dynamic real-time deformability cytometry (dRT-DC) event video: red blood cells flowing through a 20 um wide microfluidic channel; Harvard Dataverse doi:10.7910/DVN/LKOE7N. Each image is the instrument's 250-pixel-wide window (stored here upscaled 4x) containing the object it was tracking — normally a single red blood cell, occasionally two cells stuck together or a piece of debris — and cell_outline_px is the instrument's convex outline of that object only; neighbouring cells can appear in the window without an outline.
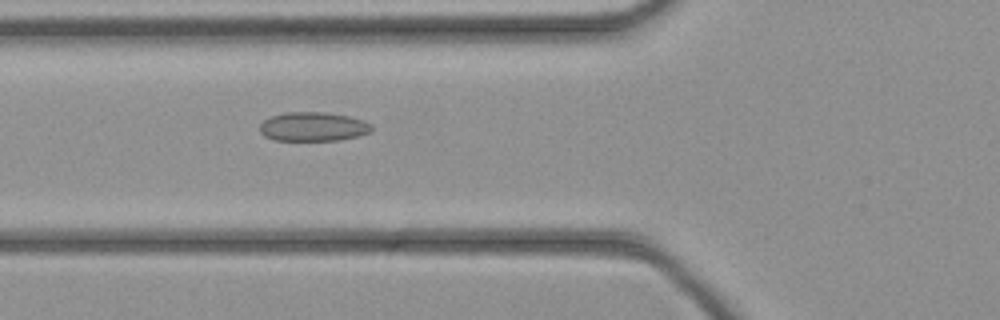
{"species": "common noctule bat (a hibernating species)", "species_latin": "Nyctalus noctula", "temperature_condition": "cold", "stored_images_in_passage": 13, "camera_frame_rate_fps": 3000, "um_per_image_px": 0.085, "animal": {"sex": "female", "body_mass_g": 21.9}, "frame": {"image": 1, "passage_image": 3, "time_ms": 0.667, "image_size_px": [1000, 320], "cell_outline_px": [[372, 132], [360, 136], [340, 140], [276, 140], [264, 136], [260, 132], [260, 124], [264, 120], [272, 116], [288, 112], [324, 112], [348, 116], [364, 120], [372, 124]], "centroid_in_image_um": [26.66, 10.77], "position_along_channel_um": 99.1, "area_um2": 19.02}}
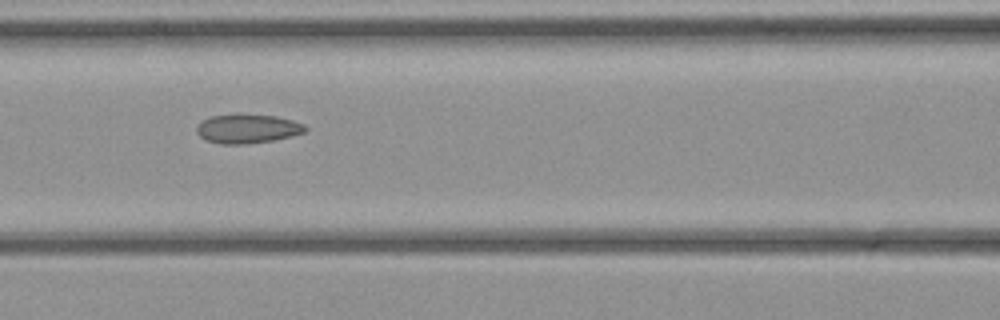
{"frame": {"image": 2, "passage_image": 6, "time_ms": 1.667, "image_size_px": [1000, 320], "cell_outline_px": [[308, 128], [304, 132], [292, 136], [272, 140], [244, 144], [220, 144], [208, 140], [200, 136], [196, 132], [196, 128], [204, 120], [212, 116], [276, 116], [292, 120], [304, 124]], "centroid_in_image_um": [21.07, 10.97], "position_along_channel_um": 145.5, "area_um2": 17.69}}
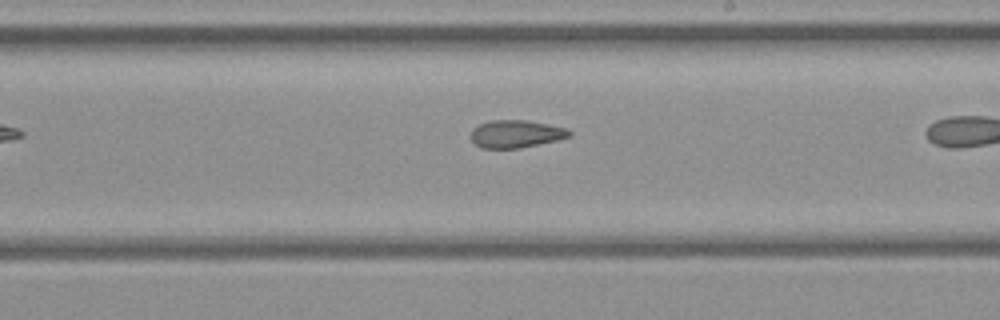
{"frame": {"image": 3, "passage_image": 10, "time_ms": 3.0, "image_size_px": [1000, 320], "cell_outline_px": [[572, 136], [556, 140], [520, 148], [480, 148], [472, 140], [472, 128], [480, 124], [492, 120], [528, 120], [568, 128], [572, 132]], "centroid_in_image_um": [43.89, 11.37], "position_along_channel_um": 245.1, "area_um2": 15.84}}